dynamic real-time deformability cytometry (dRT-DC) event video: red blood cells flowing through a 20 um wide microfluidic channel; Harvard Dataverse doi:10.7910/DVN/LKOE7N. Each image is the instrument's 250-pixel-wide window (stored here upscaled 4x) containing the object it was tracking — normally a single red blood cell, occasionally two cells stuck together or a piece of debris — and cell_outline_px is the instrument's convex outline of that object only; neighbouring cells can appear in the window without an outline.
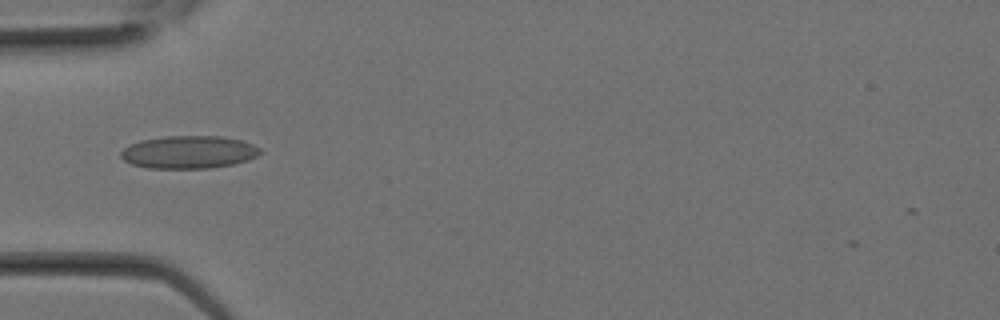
{"species": "Egyptian fruit bat (a non-hibernating species)", "species_latin": "Rousettus aegyptiacus", "temperature_condition": "room temperature", "stored_images_in_passage": 7, "camera_frame_rate_fps": 3000, "um_per_image_px": 0.085, "animal": {"sex": "female"}, "frame": {"image": 1, "passage_image": 6, "time_ms": 1.667, "image_size_px": [1000, 320], "cell_outline_px": [[264, 152], [248, 160], [232, 164], [208, 168], [148, 168], [132, 164], [124, 160], [120, 156], [120, 152], [128, 144], [140, 140], [168, 136], [220, 136], [240, 140], [252, 144], [260, 148]], "centroid_in_image_um": [16.03, 12.93], "position_along_channel_um": 69.0, "area_um2": 26.59}}